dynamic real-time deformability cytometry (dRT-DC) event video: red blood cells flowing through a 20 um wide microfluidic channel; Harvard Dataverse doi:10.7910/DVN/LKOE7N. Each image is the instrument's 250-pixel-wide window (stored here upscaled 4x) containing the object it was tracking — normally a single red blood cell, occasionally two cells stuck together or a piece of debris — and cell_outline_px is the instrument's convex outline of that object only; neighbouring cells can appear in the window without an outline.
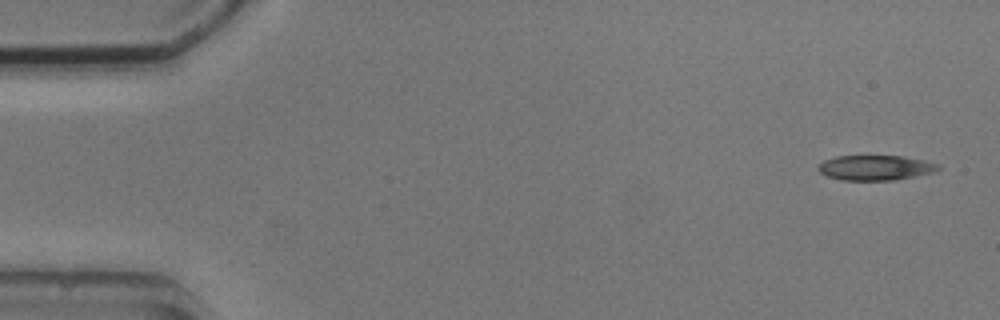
{"species": "common noctule bat (a hibernating species)", "species_latin": "Nyctalus noctula", "temperature_condition": "cold", "stored_images_in_passage": 4, "camera_frame_rate_fps": 3000, "um_per_image_px": 0.085, "animal": {"sex": "male", "body_mass_g": 20.5, "forearm_length_mm": 52.5}, "frame": {"image": 1, "passage_image": 1, "time_ms": 0.0, "image_size_px": [1000, 320], "cell_outline_px": [[940, 168], [932, 172], [916, 176], [896, 180], [840, 180], [828, 176], [820, 172], [816, 168], [824, 160], [836, 156], [900, 156], [924, 160], [940, 164]], "centroid_in_image_um": [74.4, 14.26], "position_along_channel_um": 10.6, "area_um2": 17.46}}
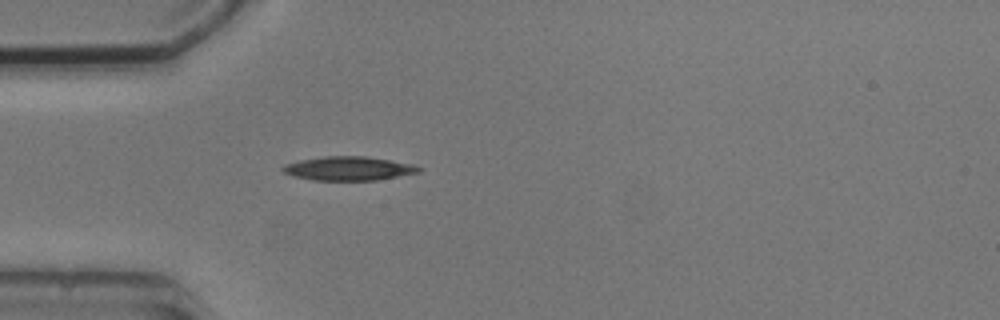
{"frame": {"image": 2, "passage_image": 4, "time_ms": 4.333, "image_size_px": [1000, 320], "cell_outline_px": [[424, 168], [420, 172], [376, 180], [312, 180], [296, 176], [284, 172], [280, 168], [284, 164], [300, 160], [324, 156], [364, 156], [412, 164]], "centroid_in_image_um": [29.63, 14.32], "position_along_channel_um": 55.4, "area_um2": 18.79}}